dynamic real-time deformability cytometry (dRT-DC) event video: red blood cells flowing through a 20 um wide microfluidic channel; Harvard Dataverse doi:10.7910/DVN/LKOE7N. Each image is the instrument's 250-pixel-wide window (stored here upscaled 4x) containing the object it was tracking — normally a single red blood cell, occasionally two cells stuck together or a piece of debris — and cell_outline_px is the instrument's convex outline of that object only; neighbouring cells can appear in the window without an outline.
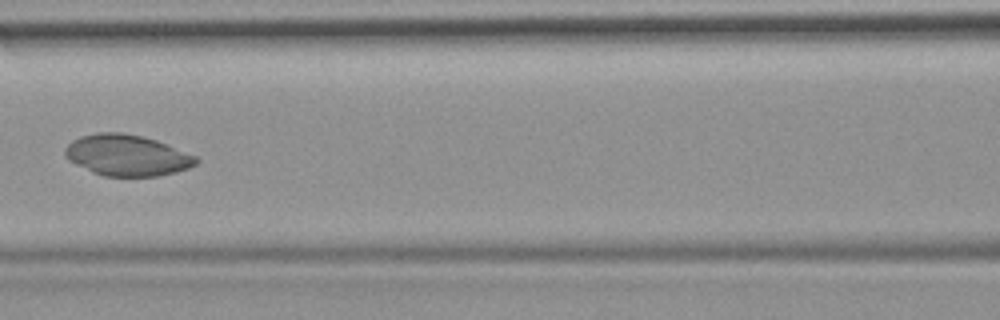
{"species": "common noctule bat (a hibernating species)", "species_latin": "Nyctalus noctula", "temperature_condition": "room temperature", "stored_images_in_passage": 7, "camera_frame_rate_fps": 3000, "um_per_image_px": 0.085, "animal": {"sex": "female", "body_mass_g": 19.9}, "frame": {"image": 1, "passage_image": 7, "time_ms": 2.0, "image_size_px": [1000, 320], "cell_outline_px": [[200, 160], [196, 164], [188, 168], [176, 172], [156, 176], [104, 176], [92, 172], [68, 160], [64, 156], [64, 148], [72, 140], [80, 136], [96, 132], [124, 132], [156, 140], [196, 156]], "centroid_in_image_um": [10.76, 13.19], "position_along_channel_um": 155.8, "area_um2": 31.44}}